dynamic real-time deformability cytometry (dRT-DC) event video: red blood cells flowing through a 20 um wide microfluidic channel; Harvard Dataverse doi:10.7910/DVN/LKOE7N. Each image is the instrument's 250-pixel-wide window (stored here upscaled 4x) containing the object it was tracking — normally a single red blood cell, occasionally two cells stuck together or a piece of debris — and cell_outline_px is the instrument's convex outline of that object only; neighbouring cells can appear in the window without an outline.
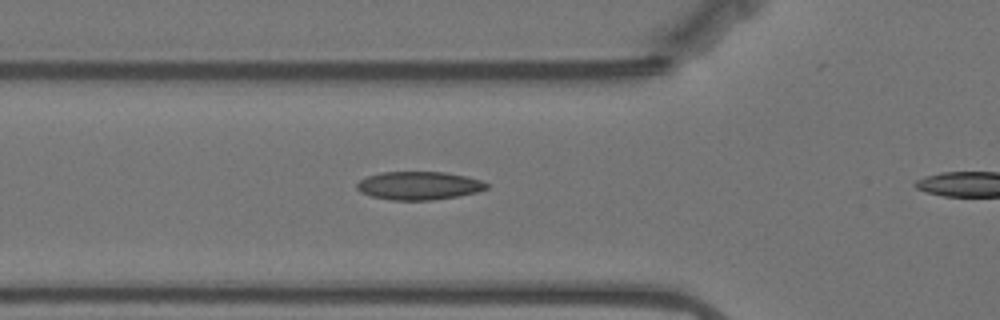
{"species": "Egyptian fruit bat (a non-hibernating species)", "species_latin": "Rousettus aegyptiacus", "temperature_condition": "warm", "stored_images_in_passage": 34, "camera_frame_rate_fps": 3000, "um_per_image_px": 0.085, "animal": {"sex": "female"}, "frame": {"image": 1, "passage_image": 7, "time_ms": 2.0, "image_size_px": [1000, 320], "cell_outline_px": [[488, 188], [476, 192], [460, 196], [432, 200], [392, 200], [372, 196], [360, 192], [356, 188], [356, 184], [360, 180], [368, 176], [380, 172], [444, 172], [468, 176], [480, 180], [488, 184]], "centroid_in_image_um": [35.61, 15.78], "position_along_channel_um": 90.2, "area_um2": 21.39}}
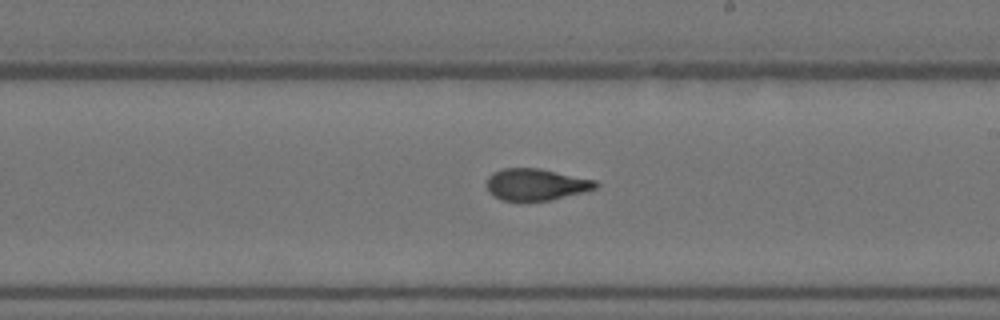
{"frame": {"image": 2, "passage_image": 20, "time_ms": 6.333, "image_size_px": [1000, 320], "cell_outline_px": [[600, 184], [596, 188], [584, 192], [552, 200], [520, 204], [500, 200], [488, 192], [488, 176], [492, 172], [504, 168], [540, 168], [596, 180]], "centroid_in_image_um": [45.54, 15.72], "position_along_channel_um": 243.5, "area_um2": 20.92}}
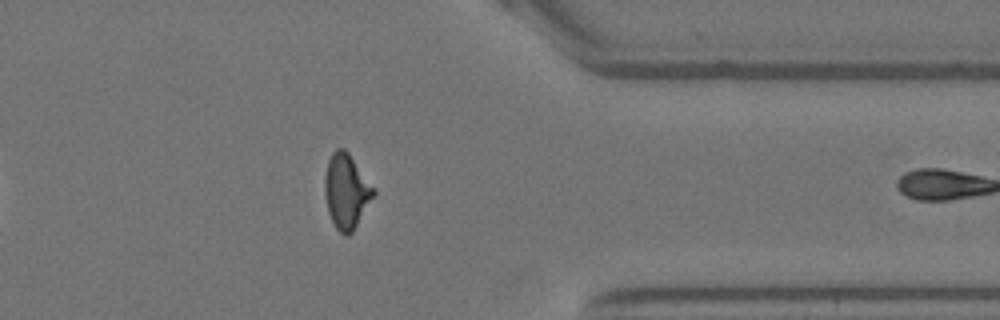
{"frame": {"image": 3, "passage_image": 33, "time_ms": 10.667, "image_size_px": [1000, 320], "cell_outline_px": [[376, 192], [352, 232], [348, 236], [344, 236], [336, 228], [328, 212], [324, 192], [324, 176], [328, 160], [332, 152], [336, 148], [344, 148], [348, 152]], "centroid_in_image_um": [29.4, 16.25], "position_along_channel_um": 382.0, "area_um2": 20.92}}